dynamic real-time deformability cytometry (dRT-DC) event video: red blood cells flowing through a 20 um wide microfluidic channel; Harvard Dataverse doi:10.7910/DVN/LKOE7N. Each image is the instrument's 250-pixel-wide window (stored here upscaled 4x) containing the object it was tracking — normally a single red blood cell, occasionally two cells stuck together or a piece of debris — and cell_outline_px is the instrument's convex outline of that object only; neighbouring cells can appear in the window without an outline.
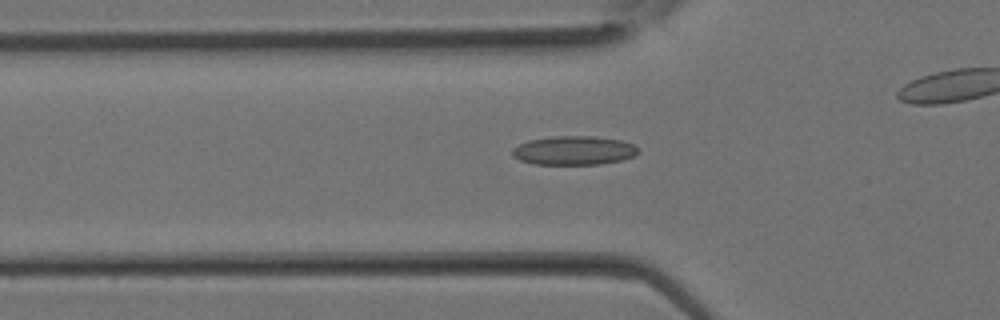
{"species": "Egyptian fruit bat (a non-hibernating species)", "species_latin": "Rousettus aegyptiacus", "temperature_condition": "room temperature", "stored_images_in_passage": 27, "camera_frame_rate_fps": 3000, "um_per_image_px": 0.085, "animal": {"sex": "female"}, "frame": {"image": 1, "passage_image": 11, "time_ms": 3.333, "image_size_px": [1000, 320], "cell_outline_px": [[640, 152], [632, 156], [620, 160], [600, 164], [532, 164], [520, 160], [512, 156], [512, 148], [528, 140], [552, 136], [592, 136], [620, 140], [632, 144], [640, 148]], "centroid_in_image_um": [48.76, 12.79], "position_along_channel_um": 77.0, "area_um2": 21.21}}
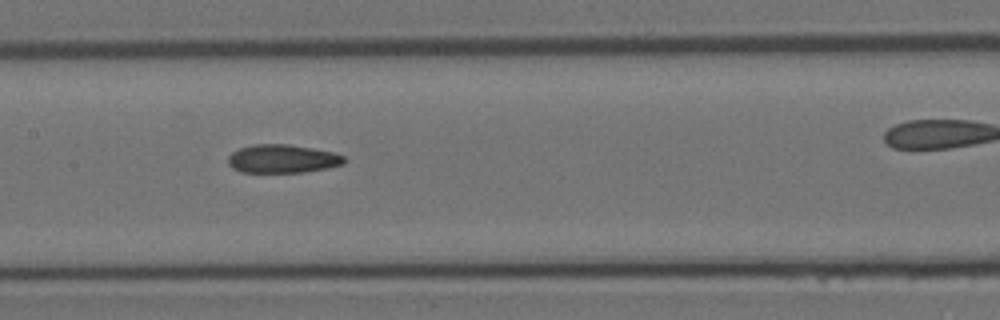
{"frame": {"image": 2, "passage_image": 16, "time_ms": 5.0, "image_size_px": [1000, 320], "cell_outline_px": [[348, 160], [344, 164], [328, 168], [304, 172], [240, 172], [232, 168], [228, 164], [228, 156], [232, 152], [240, 148], [252, 144], [288, 144], [312, 148], [332, 152], [344, 156]], "centroid_in_image_um": [24.01, 13.5], "position_along_channel_um": 183.4, "area_um2": 19.36}}
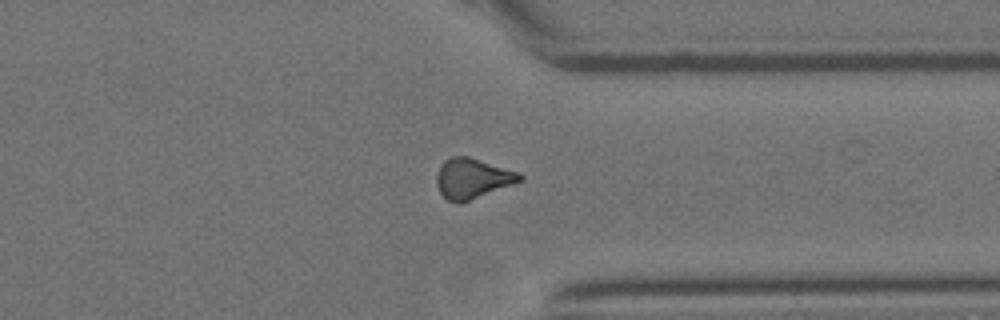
{"frame": {"image": 3, "passage_image": 25, "time_ms": 8.0, "image_size_px": [1000, 320], "cell_outline_px": [[524, 180], [460, 204], [456, 204], [448, 200], [440, 192], [436, 184], [436, 176], [444, 160], [452, 156], [468, 156], [520, 172], [524, 176]], "centroid_in_image_um": [40.18, 15.17], "position_along_channel_um": 371.2, "area_um2": 19.59}}